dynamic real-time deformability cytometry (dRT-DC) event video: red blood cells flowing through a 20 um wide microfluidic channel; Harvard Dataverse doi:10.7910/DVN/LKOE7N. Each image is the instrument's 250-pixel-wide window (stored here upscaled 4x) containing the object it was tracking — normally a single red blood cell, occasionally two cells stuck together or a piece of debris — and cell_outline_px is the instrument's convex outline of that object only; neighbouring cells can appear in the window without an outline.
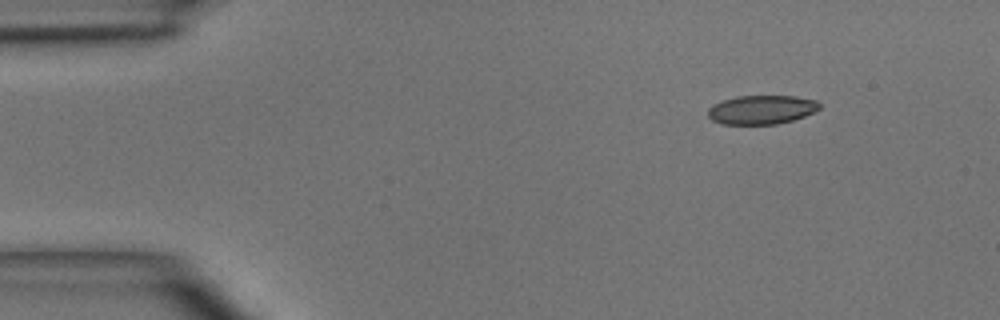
{"species": "common noctule bat (a hibernating species)", "species_latin": "Nyctalus noctula", "temperature_condition": "room temperature", "stored_images_in_passage": 4, "camera_frame_rate_fps": 3000, "um_per_image_px": 0.085, "animal": {"sex": "male", "body_mass_g": 15.6}, "frame": {"image": 1, "passage_image": 2, "time_ms": 1.0, "image_size_px": [1000, 320], "cell_outline_px": [[820, 108], [804, 116], [792, 120], [776, 124], [724, 124], [712, 120], [708, 116], [708, 108], [712, 104], [736, 96], [796, 96], [816, 100], [820, 104]], "centroid_in_image_um": [64.71, 9.32], "position_along_channel_um": 20.3, "area_um2": 18.73}}